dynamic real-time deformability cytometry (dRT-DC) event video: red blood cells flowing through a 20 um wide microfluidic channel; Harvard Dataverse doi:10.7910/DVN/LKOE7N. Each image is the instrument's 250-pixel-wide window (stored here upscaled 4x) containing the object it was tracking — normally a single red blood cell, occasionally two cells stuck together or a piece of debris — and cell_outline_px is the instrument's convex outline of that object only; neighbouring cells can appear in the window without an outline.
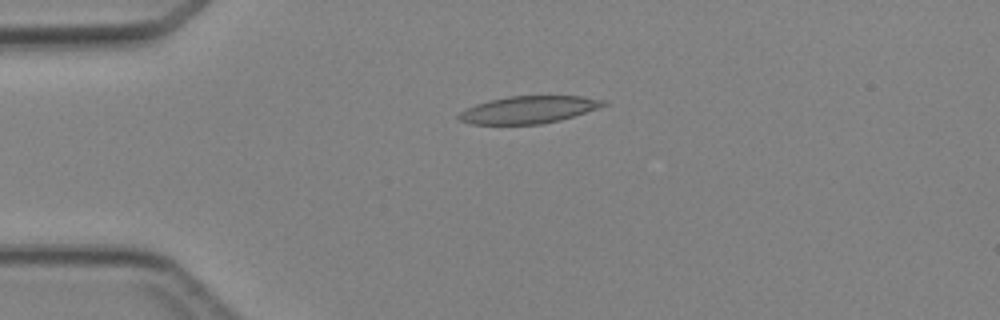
{"species": "Egyptian fruit bat (a non-hibernating species)", "species_latin": "Rousettus aegyptiacus", "temperature_condition": "cold", "stored_images_in_passage": 4, "camera_frame_rate_fps": 3000, "um_per_image_px": 0.085, "animal": {"sex": "female"}, "frame": {"image": 1, "passage_image": 3, "time_ms": 2.333, "image_size_px": [1000, 320], "cell_outline_px": [[608, 104], [560, 120], [540, 124], [472, 124], [460, 120], [456, 116], [460, 112], [476, 104], [488, 100], [508, 96], [580, 96], [604, 100]], "centroid_in_image_um": [44.89, 9.32], "position_along_channel_um": 40.1, "area_um2": 22.72}}